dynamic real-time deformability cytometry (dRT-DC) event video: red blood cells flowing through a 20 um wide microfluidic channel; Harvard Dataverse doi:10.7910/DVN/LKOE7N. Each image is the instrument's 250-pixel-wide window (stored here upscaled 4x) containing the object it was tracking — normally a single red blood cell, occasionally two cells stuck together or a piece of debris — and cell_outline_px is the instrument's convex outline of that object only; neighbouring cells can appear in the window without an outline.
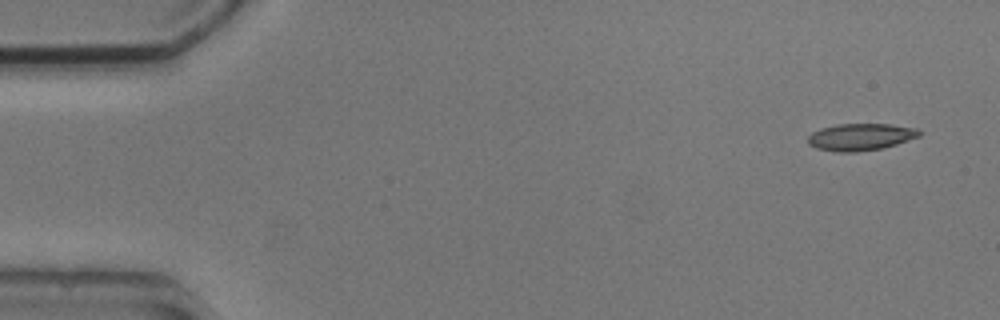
{"species": "common noctule bat (a hibernating species)", "species_latin": "Nyctalus noctula", "temperature_condition": "cold", "stored_images_in_passage": 4, "camera_frame_rate_fps": 3000, "um_per_image_px": 0.085, "animal": {"sex": "male", "body_mass_g": 20.5, "forearm_length_mm": 52.5}, "frame": {"image": 1, "passage_image": 1, "time_ms": 0.0, "image_size_px": [1000, 320], "cell_outline_px": [[920, 136], [896, 144], [880, 148], [856, 152], [836, 152], [816, 148], [808, 144], [808, 136], [812, 132], [820, 128], [836, 124], [888, 124], [916, 128], [920, 132]], "centroid_in_image_um": [73.1, 11.64], "position_along_channel_um": 11.9, "area_um2": 17.46}}
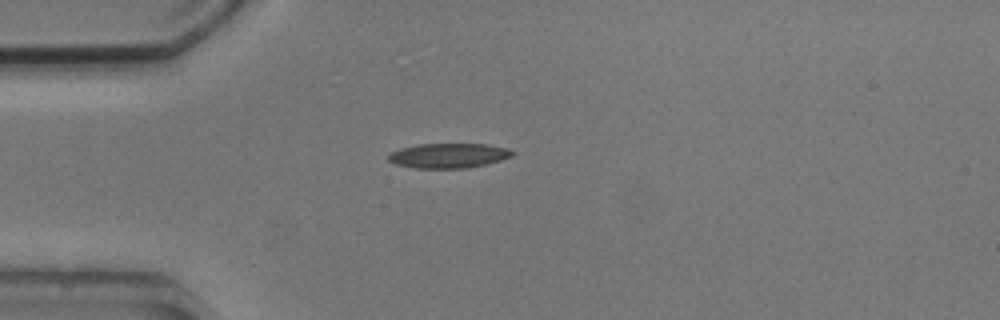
{"frame": {"image": 2, "passage_image": 4, "time_ms": 3.667, "image_size_px": [1000, 320], "cell_outline_px": [[516, 152], [512, 156], [500, 160], [468, 168], [416, 168], [396, 164], [388, 160], [388, 156], [392, 152], [400, 148], [420, 144], [488, 144], [508, 148]], "centroid_in_image_um": [38.15, 13.22], "position_along_channel_um": 46.8, "area_um2": 17.8}}